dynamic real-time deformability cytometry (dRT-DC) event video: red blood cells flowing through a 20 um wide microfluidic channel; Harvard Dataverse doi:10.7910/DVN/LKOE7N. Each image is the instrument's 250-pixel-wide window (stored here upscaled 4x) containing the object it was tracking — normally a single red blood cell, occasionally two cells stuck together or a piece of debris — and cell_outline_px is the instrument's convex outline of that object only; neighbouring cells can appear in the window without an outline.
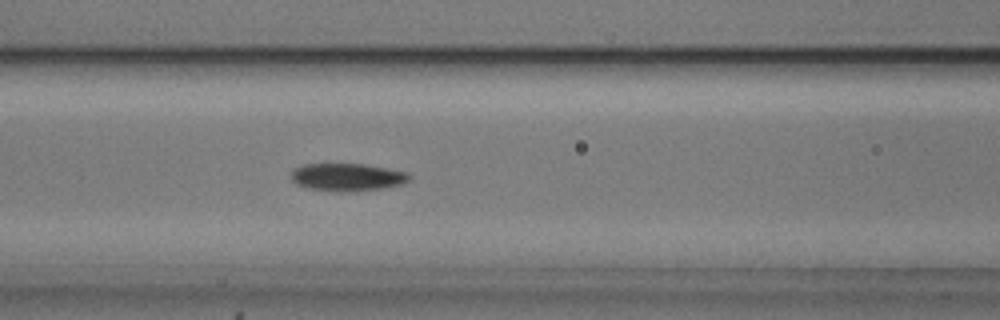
{"species": "common noctule bat (a hibernating species)", "species_latin": "Nyctalus noctula", "temperature_condition": "cold", "stored_images_in_passage": 36, "camera_frame_rate_fps": 3000, "um_per_image_px": 0.085, "animal": {"sex": "male", "body_mass_g": 20.5, "forearm_length_mm": 52.5}, "frame": {"image": 1, "passage_image": 15, "time_ms": 4.667, "image_size_px": [1000, 320], "cell_outline_px": [[412, 176], [408, 180], [400, 184], [384, 188], [348, 192], [340, 192], [308, 188], [296, 184], [292, 180], [292, 168], [304, 164], [364, 164], [408, 172]], "centroid_in_image_um": [29.5, 15.05], "position_along_channel_um": 137.1, "area_um2": 19.07}}
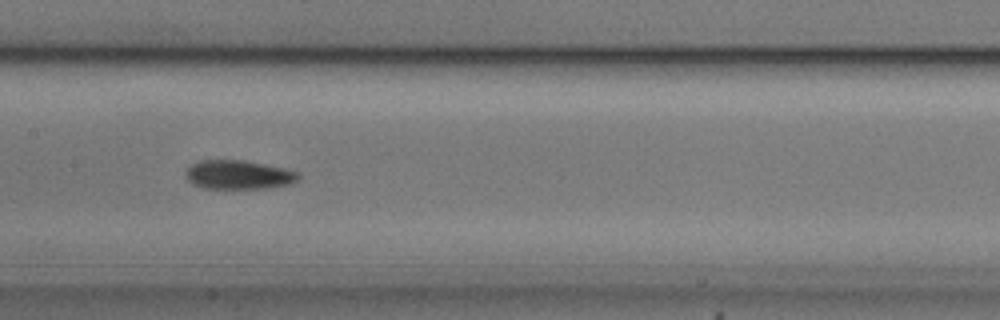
{"frame": {"image": 2, "passage_image": 19, "time_ms": 6.0, "image_size_px": [1000, 320], "cell_outline_px": [[300, 176], [296, 180], [288, 184], [264, 188], [200, 188], [192, 184], [184, 176], [184, 172], [192, 164], [200, 160], [244, 160], [284, 168], [296, 172]], "centroid_in_image_um": [20.2, 14.85], "position_along_channel_um": 187.2, "area_um2": 18.9}, "authors_computed_cell_mechanics": {"area_um2": 18.8717, "velocity_mm_per_s": 3.7414, "shape_relaxation_time_tau1_ms": 4.3669, "shape_relaxation_time_tau2_ms": 9.3003, "deformation_change_tau1": 0.1421, "deformation_change_tau2": 0.1469}}